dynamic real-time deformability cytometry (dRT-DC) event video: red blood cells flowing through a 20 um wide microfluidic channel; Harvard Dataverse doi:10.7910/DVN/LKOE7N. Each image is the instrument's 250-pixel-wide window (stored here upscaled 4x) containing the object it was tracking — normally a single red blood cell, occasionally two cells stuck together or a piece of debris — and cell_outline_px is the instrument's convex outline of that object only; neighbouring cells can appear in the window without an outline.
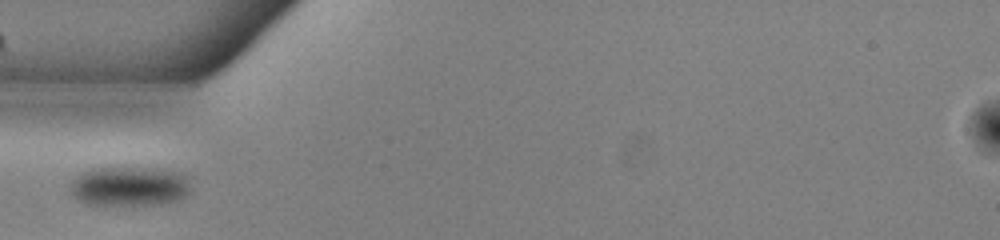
{"species": "common noctule bat (a hibernating species)", "species_latin": "Nyctalus noctula", "temperature_condition": "warm", "stored_images_in_passage": 33, "camera_frame_rate_fps": 3000, "um_per_image_px": 0.085, "animal": {"sex": "male", "body_mass_g": 13.0, "forearm_length_mm": 53.1}, "frame": {"image": 1, "passage_image": 1, "time_ms": 0.0, "image_size_px": [1000, 240], "cell_outline_px": [[188, 196], [180, 200], [164, 204], [84, 204], [68, 192], [72, 180], [80, 172], [92, 168], [152, 168], [176, 172], [184, 176], [188, 180]], "centroid_in_image_um": [10.94, 15.84], "position_along_channel_um": 74.1, "area_um2": 27.8}}
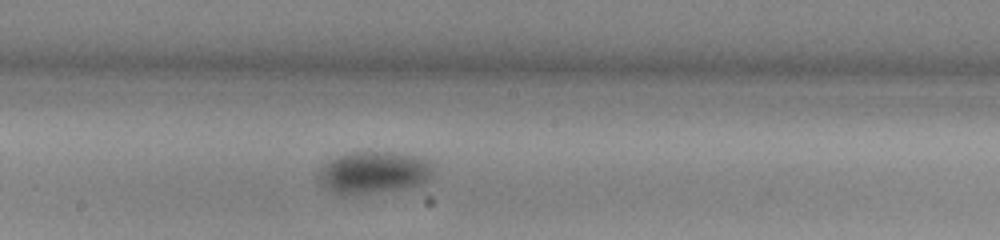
{"frame": {"image": 2, "passage_image": 12, "time_ms": 3.667, "image_size_px": [1000, 240], "cell_outline_px": [[432, 176], [420, 184], [400, 188], [376, 192], [344, 196], [332, 192], [320, 180], [320, 168], [324, 164], [336, 156], [352, 152], [392, 152], [420, 156], [432, 164]], "centroid_in_image_um": [31.76, 14.65], "position_along_channel_um": 216.4, "area_um2": 27.8}}
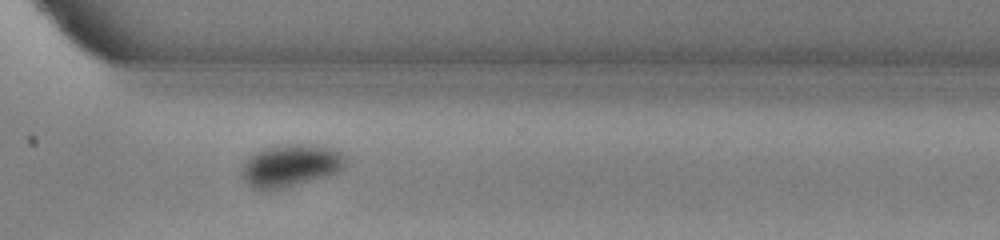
{"frame": {"image": 3, "passage_image": 22, "time_ms": 7.0, "image_size_px": [1000, 240], "cell_outline_px": [[344, 164], [336, 172], [324, 176], [284, 188], [252, 188], [244, 180], [240, 172], [244, 164], [256, 152], [264, 148], [276, 144], [312, 144], [332, 148], [340, 152], [344, 160]], "centroid_in_image_um": [24.66, 14.04], "position_along_channel_um": 345.9, "area_um2": 24.97}}